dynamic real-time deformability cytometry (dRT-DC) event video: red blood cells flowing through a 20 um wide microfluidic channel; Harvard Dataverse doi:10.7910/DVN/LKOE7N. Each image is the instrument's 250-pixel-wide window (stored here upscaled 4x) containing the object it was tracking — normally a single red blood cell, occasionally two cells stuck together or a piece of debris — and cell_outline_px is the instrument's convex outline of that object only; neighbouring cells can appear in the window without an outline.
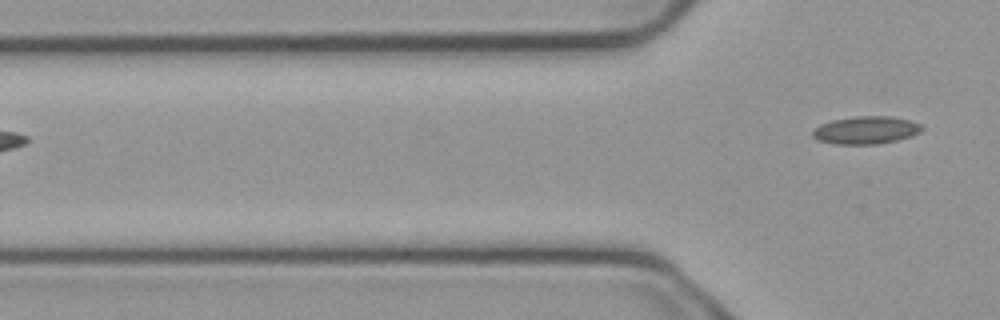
{"species": "common noctule bat (a hibernating species)", "species_latin": "Nyctalus noctula", "temperature_condition": "cold", "stored_images_in_passage": 4, "camera_frame_rate_fps": 3000, "um_per_image_px": 0.085, "animal": {"sex": "male", "body_mass_g": 23.1, "forearm_length_mm": 52.7}, "frame": {"image": 1, "passage_image": 4, "time_ms": 1.0, "image_size_px": [1000, 320], "cell_outline_px": [[924, 128], [920, 132], [912, 136], [896, 140], [876, 144], [836, 144], [820, 140], [812, 136], [812, 132], [820, 124], [832, 120], [856, 116], [888, 116], [908, 120], [920, 124]], "centroid_in_image_um": [73.61, 11.06], "position_along_channel_um": 52.2, "area_um2": 17.46}}